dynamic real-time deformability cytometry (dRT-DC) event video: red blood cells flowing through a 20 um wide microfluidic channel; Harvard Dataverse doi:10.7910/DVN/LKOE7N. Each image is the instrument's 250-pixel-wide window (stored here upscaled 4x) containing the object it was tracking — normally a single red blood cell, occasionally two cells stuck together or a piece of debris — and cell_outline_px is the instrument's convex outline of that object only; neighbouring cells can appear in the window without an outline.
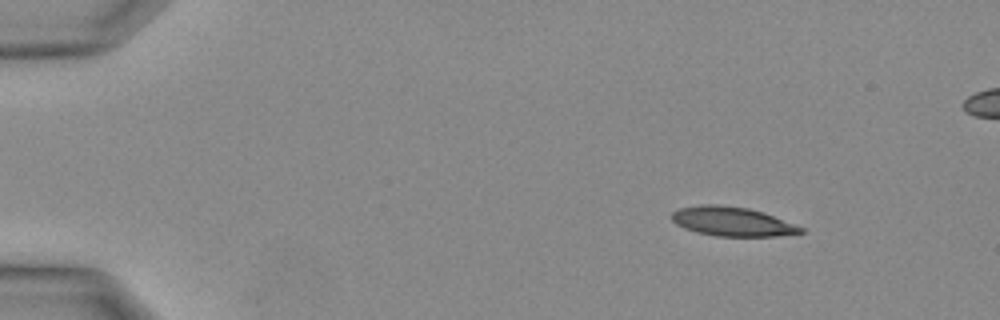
{"species": "Egyptian fruit bat (a non-hibernating species)", "species_latin": "Rousettus aegyptiacus", "temperature_condition": "warm", "stored_images_in_passage": 34, "segment_of_instrument_passage": [1, 2], "camera_frame_rate_fps": 3000, "um_per_image_px": 0.085, "animal": {"sex": "female"}, "frame": {"image": 1, "passage_image": 4, "time_ms": 1.0, "image_size_px": [1000, 320], "cell_outline_px": [[804, 232], [776, 236], [716, 236], [696, 232], [684, 228], [676, 224], [672, 220], [672, 212], [680, 208], [700, 204], [716, 204], [748, 208], [764, 212], [796, 224], [804, 228]], "centroid_in_image_um": [62.24, 18.82], "position_along_channel_um": 22.8, "area_um2": 22.02}}
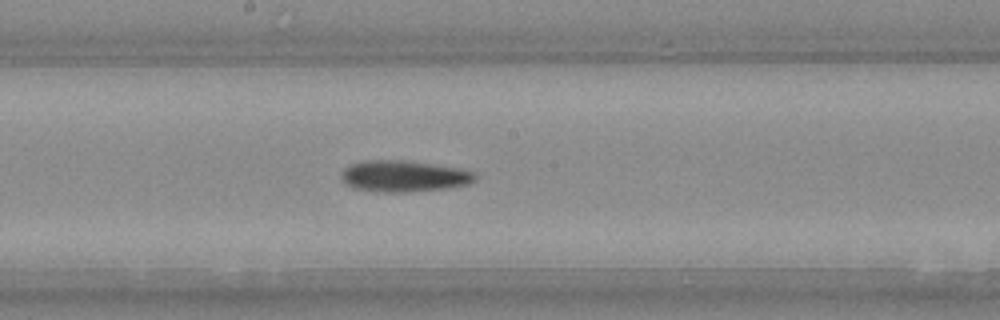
{"frame": {"image": 2, "passage_image": 18, "time_ms": 5.667, "image_size_px": [1000, 320], "cell_outline_px": [[476, 180], [468, 184], [448, 188], [404, 192], [384, 192], [356, 188], [348, 184], [340, 176], [340, 172], [348, 164], [364, 160], [404, 160], [460, 168], [476, 172]], "centroid_in_image_um": [34.34, 14.96], "position_along_channel_um": 213.9, "area_um2": 24.45}}
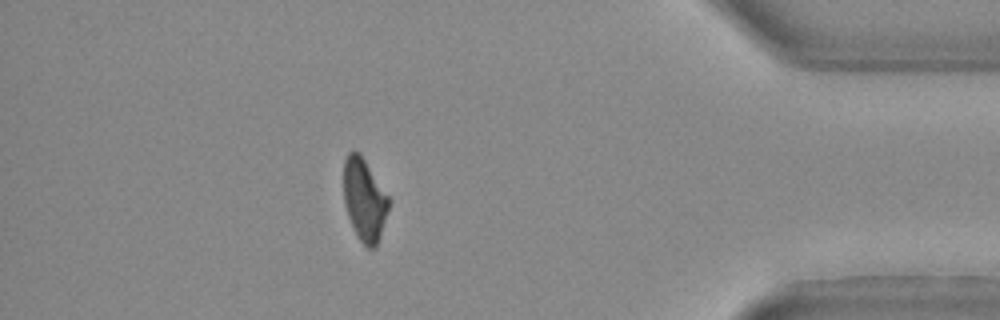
{"frame": {"image": 3, "passage_image": 29, "time_ms": 9.333, "image_size_px": [1000, 320], "cell_outline_px": [[388, 208], [376, 248], [368, 248], [360, 240], [348, 216], [344, 204], [344, 160], [348, 152], [352, 148], [360, 152], [388, 196]], "centroid_in_image_um": [30.94, 16.92], "position_along_channel_um": 404.3, "area_um2": 21.33}}